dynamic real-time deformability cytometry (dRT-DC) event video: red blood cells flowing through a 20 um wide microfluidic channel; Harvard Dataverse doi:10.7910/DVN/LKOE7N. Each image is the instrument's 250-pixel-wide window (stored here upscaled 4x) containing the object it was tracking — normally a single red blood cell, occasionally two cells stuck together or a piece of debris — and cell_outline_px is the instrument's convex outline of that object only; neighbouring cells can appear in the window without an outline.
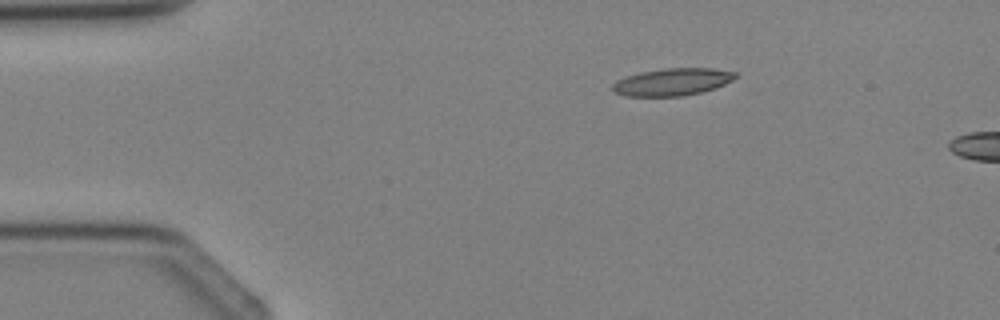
{"species": "Egyptian fruit bat (a non-hibernating species)", "species_latin": "Rousettus aegyptiacus", "temperature_condition": "cold", "stored_images_in_passage": 4, "segment_of_instrument_passage": [1, 2], "camera_frame_rate_fps": 3000, "um_per_image_px": 0.085, "animal": {"sex": "female"}, "frame": {"image": 1, "passage_image": 2, "time_ms": 2.0, "image_size_px": [1000, 320], "cell_outline_px": [[736, 76], [732, 80], [716, 88], [684, 96], [624, 96], [616, 92], [612, 88], [612, 84], [616, 80], [640, 72], [664, 68], [712, 68], [736, 72]], "centroid_in_image_um": [57.15, 6.96], "position_along_channel_um": 27.9, "area_um2": 19.48}}